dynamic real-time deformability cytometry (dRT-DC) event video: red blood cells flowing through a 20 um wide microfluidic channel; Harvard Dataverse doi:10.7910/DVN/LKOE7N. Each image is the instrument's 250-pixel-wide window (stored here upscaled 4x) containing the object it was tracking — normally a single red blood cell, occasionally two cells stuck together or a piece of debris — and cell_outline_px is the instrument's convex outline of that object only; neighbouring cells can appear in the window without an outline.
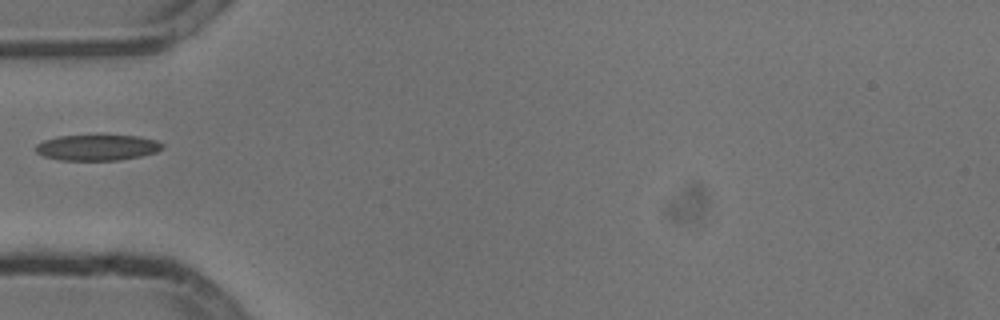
{"species": "common noctule bat (a hibernating species)", "species_latin": "Nyctalus noctula", "temperature_condition": "cold", "stored_images_in_passage": 37, "camera_frame_rate_fps": 3000, "um_per_image_px": 0.085, "animal": {"sex": "male", "body_mass_g": 13.3}, "frame": {"image": 1, "passage_image": 1, "time_ms": 0.0, "image_size_px": [1000, 320], "cell_outline_px": [[164, 148], [156, 152], [140, 156], [120, 160], [60, 160], [44, 156], [36, 152], [36, 144], [44, 140], [60, 136], [140, 136], [156, 140], [164, 144]], "centroid_in_image_um": [8.29, 12.55], "position_along_channel_um": 76.7, "area_um2": 18.9}}
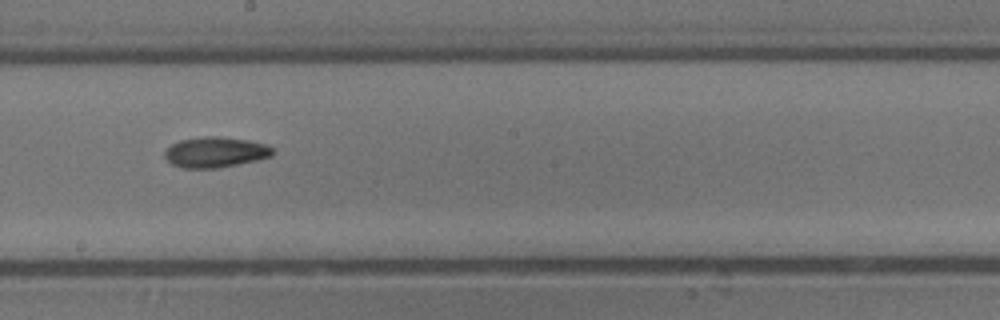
{"frame": {"image": 2, "passage_image": 13, "time_ms": 4.0, "image_size_px": [1000, 320], "cell_outline_px": [[272, 156], [256, 160], [220, 168], [184, 168], [172, 164], [164, 156], [164, 152], [172, 144], [180, 140], [204, 136], [220, 136], [248, 140], [268, 144], [272, 148]], "centroid_in_image_um": [18.31, 12.93], "position_along_channel_um": 229.9, "area_um2": 19.19}}
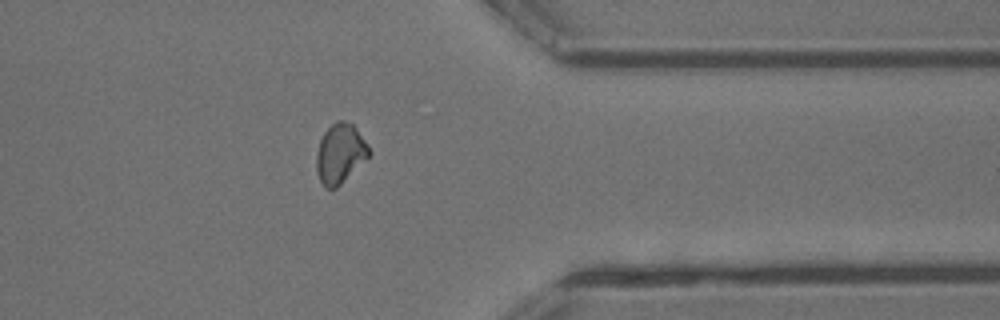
{"frame": {"image": 3, "passage_image": 26, "time_ms": 8.333, "image_size_px": [1000, 320], "cell_outline_px": [[372, 152], [336, 188], [324, 188], [316, 172], [316, 152], [320, 140], [324, 132], [336, 120], [344, 120], [352, 124], [356, 128], [368, 144]], "centroid_in_image_um": [28.89, 13.03], "position_along_channel_um": 382.5, "area_um2": 18.15}}